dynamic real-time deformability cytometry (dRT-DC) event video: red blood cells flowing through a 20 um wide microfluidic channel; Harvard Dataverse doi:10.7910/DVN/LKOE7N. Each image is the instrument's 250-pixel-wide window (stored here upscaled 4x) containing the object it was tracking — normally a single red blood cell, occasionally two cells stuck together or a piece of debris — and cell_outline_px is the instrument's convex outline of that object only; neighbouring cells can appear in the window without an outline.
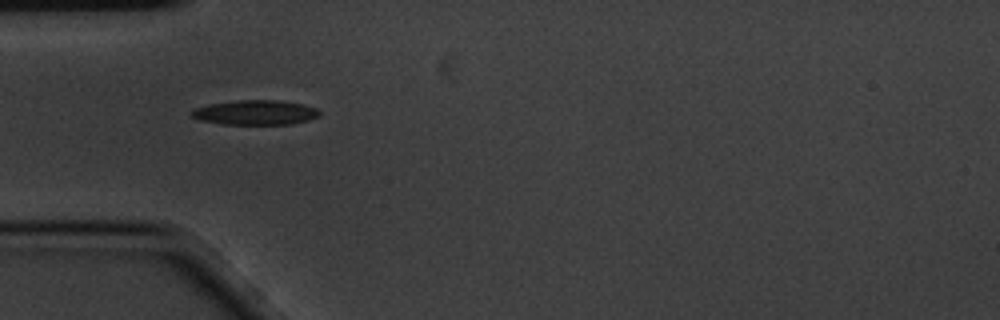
{"species": "common noctule bat (a hibernating species)", "species_latin": "Nyctalus noctula", "temperature_condition": "cold", "stored_images_in_passage": 9, "camera_frame_rate_fps": 3000, "um_per_image_px": 0.085, "animal": {"sex": "male", "body_mass_g": 20.1, "forearm_length_mm": 53.5}, "frame": {"image": 1, "passage_image": 3, "time_ms": 0.667, "image_size_px": [1000, 320], "cell_outline_px": [[320, 112], [316, 116], [308, 120], [292, 124], [224, 124], [200, 120], [192, 116], [188, 112], [196, 108], [212, 104], [236, 100], [276, 100], [304, 104], [316, 108]], "centroid_in_image_um": [21.7, 9.56], "position_along_channel_um": 63.3, "area_um2": 18.21}}
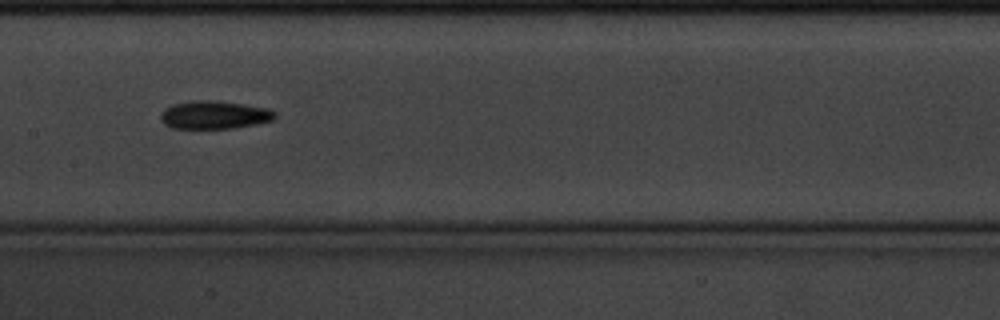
{"frame": {"image": 2, "passage_image": 6, "time_ms": 1.667, "image_size_px": [1000, 320], "cell_outline_px": [[276, 116], [272, 120], [236, 128], [172, 128], [164, 124], [160, 120], [160, 116], [164, 108], [172, 104], [192, 100], [216, 100], [244, 104], [268, 108], [276, 112]], "centroid_in_image_um": [18.19, 9.75], "position_along_channel_um": 189.2, "area_um2": 18.84}}
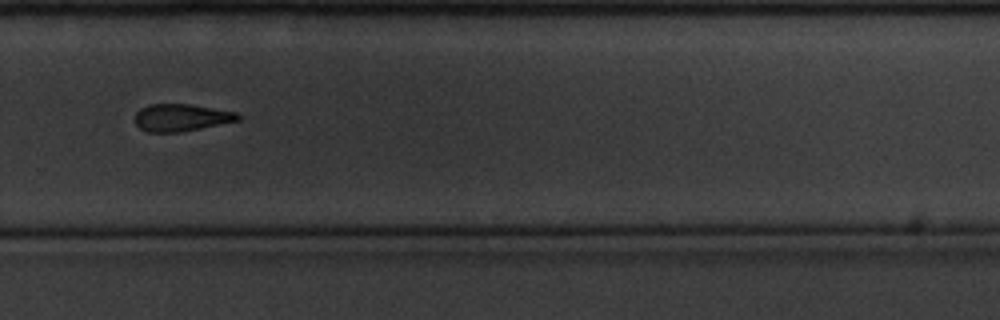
{"frame": {"image": 3, "passage_image": 9, "time_ms": 2.667, "image_size_px": [1000, 320], "cell_outline_px": [[240, 120], [180, 132], [148, 132], [140, 128], [136, 124], [136, 112], [140, 108], [148, 104], [188, 104], [236, 112], [240, 116]], "centroid_in_image_um": [15.38, 9.99], "position_along_channel_um": 314.4, "area_um2": 16.18}}